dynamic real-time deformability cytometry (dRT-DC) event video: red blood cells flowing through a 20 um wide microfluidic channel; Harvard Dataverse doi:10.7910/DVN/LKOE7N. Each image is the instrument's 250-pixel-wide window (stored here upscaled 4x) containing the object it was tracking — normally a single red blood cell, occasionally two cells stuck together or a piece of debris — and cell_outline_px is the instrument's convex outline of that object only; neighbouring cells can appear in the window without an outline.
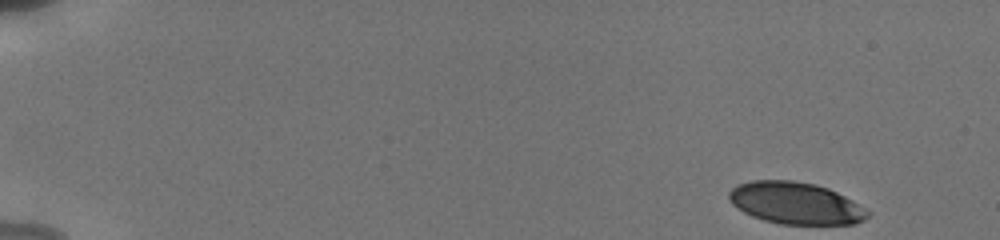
{"species": "human", "species_latin": "Homo sapiens", "temperature_condition": "cold", "stored_images_in_passage": 83, "camera_frame_rate_fps": 3000, "um_per_image_px": 0.085, "donor": {"sex": "male"}, "frame": {"image": 1, "passage_image": 1, "time_ms": 0.0, "image_size_px": [1000, 240], "cell_outline_px": [[872, 212], [864, 220], [856, 224], [780, 224], [764, 220], [752, 216], [744, 212], [732, 204], [728, 196], [728, 192], [732, 188], [740, 184], [752, 180], [792, 180], [816, 184], [828, 188], [852, 200]], "centroid_in_image_um": [67.64, 17.27], "position_along_channel_um": 17.4, "area_um2": 33.93}}
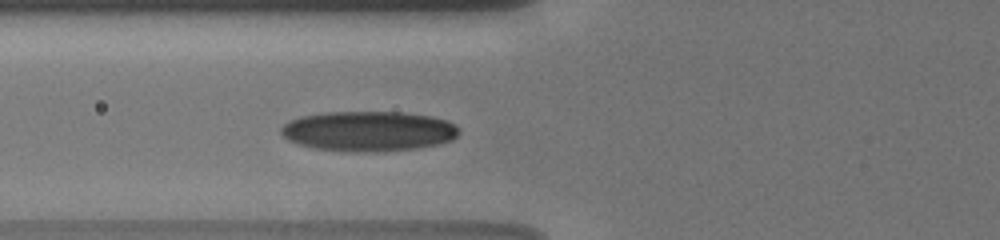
{"frame": {"image": 2, "passage_image": 27, "time_ms": 6.0, "image_size_px": [1000, 240], "cell_outline_px": [[460, 132], [452, 140], [420, 148], [376, 152], [352, 152], [312, 148], [288, 140], [280, 132], [280, 128], [288, 120], [300, 116], [328, 112], [404, 112], [432, 116], [448, 120], [460, 128]], "centroid_in_image_um": [31.33, 11.15], "position_along_channel_um": 94.5, "area_um2": 41.96}}
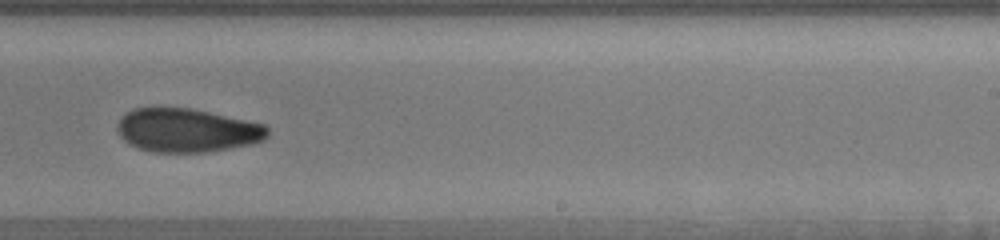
{"frame": {"image": 3, "passage_image": 53, "time_ms": 10.667, "image_size_px": [1000, 240], "cell_outline_px": [[268, 136], [264, 140], [252, 144], [204, 152], [152, 152], [136, 148], [128, 144], [116, 132], [116, 128], [120, 116], [132, 108], [156, 104], [160, 104], [192, 108], [264, 124], [268, 128]], "centroid_in_image_um": [15.79, 11.03], "position_along_channel_um": 273.2, "area_um2": 39.36}, "authors_computed_cell_mechanics": {"area_um2": 38.0324, "velocity_mm_per_s": 3.839, "shape_relaxation_time_tau1_ms": 6.8264, "shape_relaxation_time_tau2_ms": 3.2581, "deformation_change_tau1": 0.1434, "deformation_change_tau2": 0.0866}}